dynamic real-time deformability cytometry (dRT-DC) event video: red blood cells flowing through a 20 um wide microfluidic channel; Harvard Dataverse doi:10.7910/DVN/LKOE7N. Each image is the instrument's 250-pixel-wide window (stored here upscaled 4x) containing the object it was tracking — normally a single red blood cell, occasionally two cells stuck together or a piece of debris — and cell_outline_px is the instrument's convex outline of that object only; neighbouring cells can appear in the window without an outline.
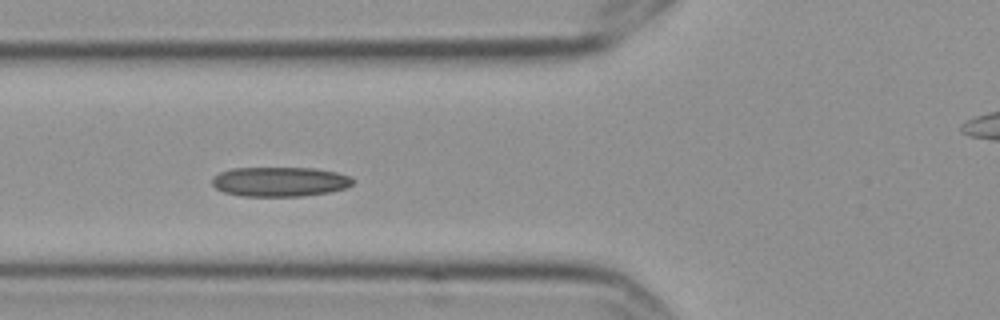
{"species": "Egyptian fruit bat (a non-hibernating species)", "species_latin": "Rousettus aegyptiacus", "temperature_condition": "cold", "stored_images_in_passage": 4, "camera_frame_rate_fps": 3000, "um_per_image_px": 0.085, "frame": {"image": 1, "passage_image": 3, "time_ms": 0.667, "image_size_px": [1000, 320], "cell_outline_px": [[356, 180], [348, 188], [328, 192], [300, 196], [240, 196], [224, 192], [216, 188], [212, 184], [212, 176], [220, 172], [232, 168], [316, 168], [336, 172], [348, 176]], "centroid_in_image_um": [23.78, 15.44], "position_along_channel_um": 102.0, "area_um2": 24.39}}
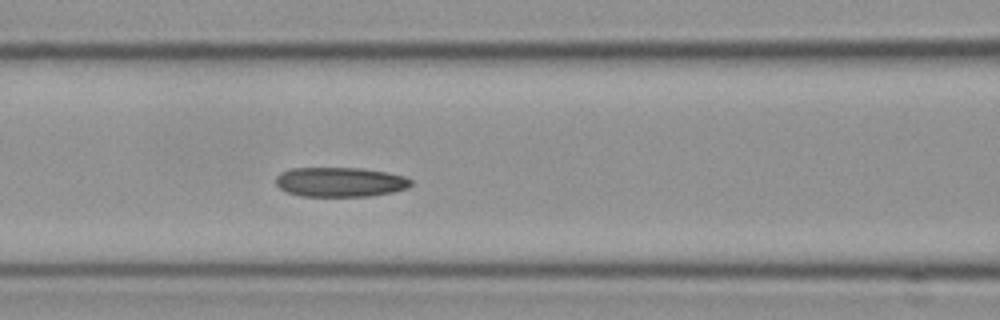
{"frame": {"image": 2, "passage_image": 4, "time_ms": 1.0, "image_size_px": [1000, 320], "cell_outline_px": [[412, 184], [408, 188], [392, 192], [368, 196], [300, 196], [288, 192], [280, 188], [276, 184], [276, 176], [280, 172], [292, 168], [360, 168], [388, 172], [404, 176], [412, 180]], "centroid_in_image_um": [28.91, 15.47], "position_along_channel_um": 137.7, "area_um2": 23.35}}